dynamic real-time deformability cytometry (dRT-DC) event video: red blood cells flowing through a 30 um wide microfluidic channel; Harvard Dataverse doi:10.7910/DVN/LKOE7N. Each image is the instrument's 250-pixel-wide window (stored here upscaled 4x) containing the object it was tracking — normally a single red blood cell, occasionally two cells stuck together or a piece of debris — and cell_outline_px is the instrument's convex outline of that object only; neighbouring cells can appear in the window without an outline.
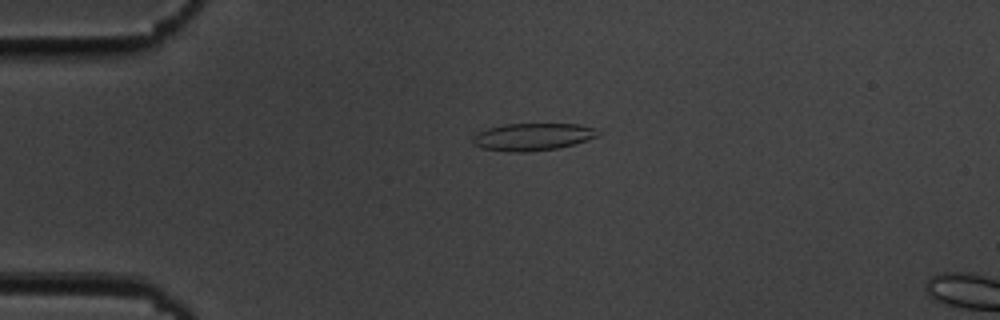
{"species": "common noctule bat (a hibernating species)", "species_latin": "Nyctalus noctula", "temperature_condition": "cold", "stored_images_in_passage": 8, "camera_frame_rate_fps": 3000, "um_per_image_px": 0.085, "animal": {"sex": "male", "body_mass_g": 19.5, "forearm_length_mm": 54.6}, "frame": {"image": 1, "passage_image": 4, "time_ms": 1.0, "image_size_px": [1000, 320], "cell_outline_px": [[600, 136], [560, 148], [528, 152], [508, 152], [480, 148], [472, 144], [472, 136], [488, 128], [504, 124], [580, 124], [592, 128], [600, 132]], "centroid_in_image_um": [45.26, 11.64], "position_along_channel_um": 39.7, "area_um2": 20.11}}